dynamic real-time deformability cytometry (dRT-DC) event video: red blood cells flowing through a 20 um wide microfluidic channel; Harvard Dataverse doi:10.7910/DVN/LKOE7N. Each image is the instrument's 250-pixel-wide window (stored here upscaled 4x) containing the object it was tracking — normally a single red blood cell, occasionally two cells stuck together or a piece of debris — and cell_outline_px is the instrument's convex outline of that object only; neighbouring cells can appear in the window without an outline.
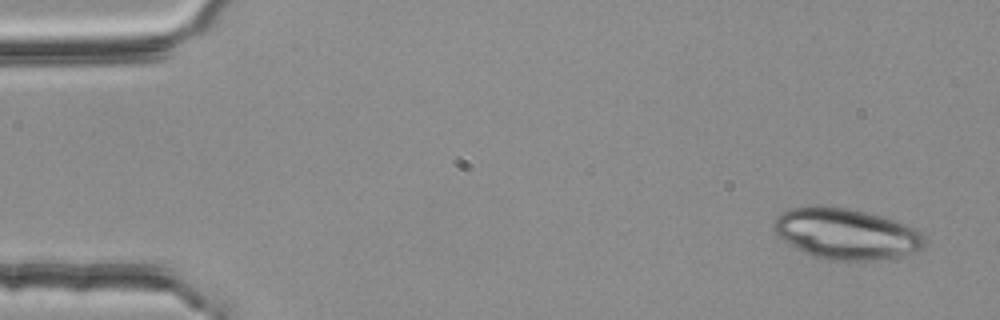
{"species": "common noctule bat (a hibernating species)", "species_latin": "Nyctalus noctula", "temperature_condition": "room temperature", "stored_images_in_passage": 4, "camera_frame_rate_fps": 3000, "um_per_image_px": 0.085, "animal": {"sex": "female", "body_mass_g": 25.1}, "frame": {"image": 1, "passage_image": 1, "time_ms": 0.0, "image_size_px": [1000, 320], "cell_outline_px": [[924, 244], [920, 252], [912, 256], [872, 260], [820, 260], [796, 248], [776, 236], [772, 228], [776, 216], [788, 208], [812, 204], [844, 208], [864, 212], [880, 216], [892, 220], [912, 228], [920, 232], [924, 240]], "centroid_in_image_um": [71.88, 19.89], "position_along_channel_um": 13.1, "area_um2": 45.2}}